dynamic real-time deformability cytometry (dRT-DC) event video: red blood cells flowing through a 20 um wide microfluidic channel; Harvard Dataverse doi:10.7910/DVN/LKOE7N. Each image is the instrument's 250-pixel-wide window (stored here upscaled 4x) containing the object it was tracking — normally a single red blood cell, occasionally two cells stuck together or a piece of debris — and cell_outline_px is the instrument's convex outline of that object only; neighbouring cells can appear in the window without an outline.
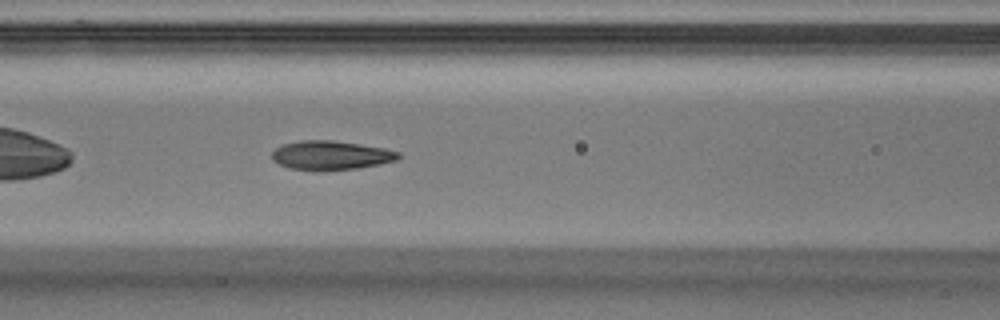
{"species": "Egyptian fruit bat (a non-hibernating species)", "species_latin": "Rousettus aegyptiacus", "temperature_condition": "warm", "stored_images_in_passage": 30, "camera_frame_rate_fps": 3000, "um_per_image_px": 0.085, "animal": {"sex": "male"}, "frame": {"image": 1, "passage_image": 7, "time_ms": 2.0, "image_size_px": [1000, 320], "cell_outline_px": [[400, 156], [396, 160], [380, 164], [356, 168], [292, 168], [280, 164], [272, 160], [272, 152], [276, 148], [284, 144], [300, 140], [332, 140], [384, 148], [400, 152]], "centroid_in_image_um": [28.14, 13.16], "position_along_channel_um": 138.5, "area_um2": 20.52}}
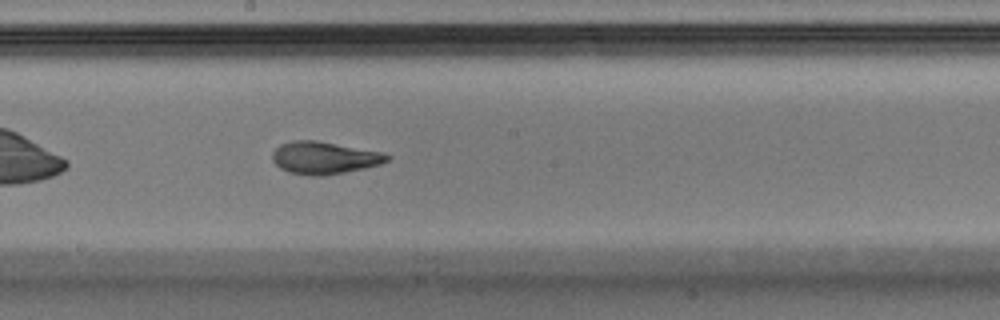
{"frame": {"image": 2, "passage_image": 13, "time_ms": 4.0, "image_size_px": [1000, 320], "cell_outline_px": [[392, 156], [388, 160], [380, 164], [364, 168], [324, 176], [312, 176], [288, 172], [280, 168], [272, 160], [272, 152], [280, 144], [292, 140], [316, 140], [384, 152]], "centroid_in_image_um": [27.56, 13.41], "position_along_channel_um": 220.6, "area_um2": 21.79}}
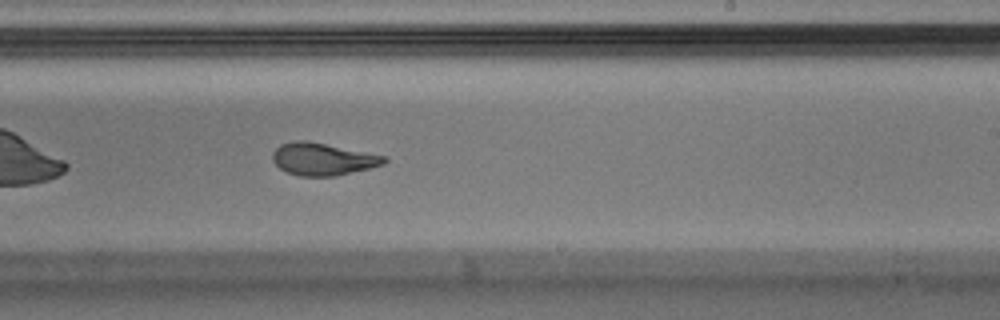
{"frame": {"image": 3, "passage_image": 16, "time_ms": 5.0, "image_size_px": [1000, 320], "cell_outline_px": [[388, 160], [384, 164], [336, 176], [300, 176], [288, 172], [280, 168], [272, 160], [272, 152], [280, 144], [296, 140], [308, 140], [388, 156]], "centroid_in_image_um": [27.44, 13.51], "position_along_channel_um": 261.6, "area_um2": 21.15}, "authors_computed_cell_mechanics": {"area_um2": 21.2126, "velocity_mm_per_s": 4.1065, "shape_relaxation_time_tau1_ms": 2.6669, "shape_relaxation_time_tau2_ms": 1.1857, "deformation_change_tau1": 0.1649, "deformation_change_tau2": 0.0862}}